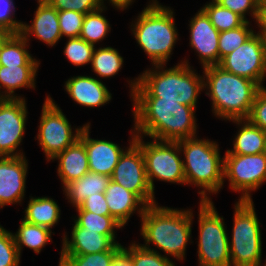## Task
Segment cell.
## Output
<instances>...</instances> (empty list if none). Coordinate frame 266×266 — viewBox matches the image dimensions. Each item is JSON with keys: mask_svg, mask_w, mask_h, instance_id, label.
I'll list each match as a JSON object with an SVG mask.
<instances>
[{"mask_svg": "<svg viewBox=\"0 0 266 266\" xmlns=\"http://www.w3.org/2000/svg\"><path fill=\"white\" fill-rule=\"evenodd\" d=\"M130 101L136 135L177 142L199 134L196 108L160 97H131Z\"/></svg>", "mask_w": 266, "mask_h": 266, "instance_id": "obj_1", "label": "cell"}, {"mask_svg": "<svg viewBox=\"0 0 266 266\" xmlns=\"http://www.w3.org/2000/svg\"><path fill=\"white\" fill-rule=\"evenodd\" d=\"M155 203L145 208L140 218L143 247L175 261H185L187 246L193 242L194 209L171 208ZM160 252H159V251ZM162 252L164 254H162Z\"/></svg>", "mask_w": 266, "mask_h": 266, "instance_id": "obj_2", "label": "cell"}, {"mask_svg": "<svg viewBox=\"0 0 266 266\" xmlns=\"http://www.w3.org/2000/svg\"><path fill=\"white\" fill-rule=\"evenodd\" d=\"M184 57L172 67L168 68L167 64L149 66L134 79L129 78L130 98L160 97L197 109L199 96L204 93L203 72L198 74L189 59Z\"/></svg>", "mask_w": 266, "mask_h": 266, "instance_id": "obj_3", "label": "cell"}, {"mask_svg": "<svg viewBox=\"0 0 266 266\" xmlns=\"http://www.w3.org/2000/svg\"><path fill=\"white\" fill-rule=\"evenodd\" d=\"M203 72V90L210 99L213 117L221 121L248 119L261 87L254 81L208 66Z\"/></svg>", "mask_w": 266, "mask_h": 266, "instance_id": "obj_4", "label": "cell"}, {"mask_svg": "<svg viewBox=\"0 0 266 266\" xmlns=\"http://www.w3.org/2000/svg\"><path fill=\"white\" fill-rule=\"evenodd\" d=\"M175 16L174 8L158 0H149L135 20L129 22L133 39L152 66L168 64L172 59L173 50L180 41Z\"/></svg>", "mask_w": 266, "mask_h": 266, "instance_id": "obj_5", "label": "cell"}, {"mask_svg": "<svg viewBox=\"0 0 266 266\" xmlns=\"http://www.w3.org/2000/svg\"><path fill=\"white\" fill-rule=\"evenodd\" d=\"M177 142L181 151L186 185L198 188L199 201H212L211 196L224 188V155L220 154L218 142L199 135Z\"/></svg>", "mask_w": 266, "mask_h": 266, "instance_id": "obj_6", "label": "cell"}, {"mask_svg": "<svg viewBox=\"0 0 266 266\" xmlns=\"http://www.w3.org/2000/svg\"><path fill=\"white\" fill-rule=\"evenodd\" d=\"M233 208L232 232L228 236L231 266H266V259L262 263V223L253 200H237Z\"/></svg>", "mask_w": 266, "mask_h": 266, "instance_id": "obj_7", "label": "cell"}, {"mask_svg": "<svg viewBox=\"0 0 266 266\" xmlns=\"http://www.w3.org/2000/svg\"><path fill=\"white\" fill-rule=\"evenodd\" d=\"M197 214L198 266H231L225 218L220 216L213 201H199Z\"/></svg>", "mask_w": 266, "mask_h": 266, "instance_id": "obj_8", "label": "cell"}, {"mask_svg": "<svg viewBox=\"0 0 266 266\" xmlns=\"http://www.w3.org/2000/svg\"><path fill=\"white\" fill-rule=\"evenodd\" d=\"M144 139L136 135L134 142L142 150L147 179L154 194L156 180L186 186L178 142Z\"/></svg>", "mask_w": 266, "mask_h": 266, "instance_id": "obj_9", "label": "cell"}, {"mask_svg": "<svg viewBox=\"0 0 266 266\" xmlns=\"http://www.w3.org/2000/svg\"><path fill=\"white\" fill-rule=\"evenodd\" d=\"M38 124V132L34 139L37 140L46 162L49 163L58 153L63 152L79 139L86 125L72 126L60 105L48 93L42 104Z\"/></svg>", "mask_w": 266, "mask_h": 266, "instance_id": "obj_10", "label": "cell"}, {"mask_svg": "<svg viewBox=\"0 0 266 266\" xmlns=\"http://www.w3.org/2000/svg\"><path fill=\"white\" fill-rule=\"evenodd\" d=\"M224 185L227 181L237 200L252 201L253 193L266 182V152L250 155L224 154Z\"/></svg>", "mask_w": 266, "mask_h": 266, "instance_id": "obj_11", "label": "cell"}, {"mask_svg": "<svg viewBox=\"0 0 266 266\" xmlns=\"http://www.w3.org/2000/svg\"><path fill=\"white\" fill-rule=\"evenodd\" d=\"M128 148L120 156L111 180L135 193L147 206L158 203L147 179L141 148L134 142L136 134L130 130Z\"/></svg>", "mask_w": 266, "mask_h": 266, "instance_id": "obj_12", "label": "cell"}, {"mask_svg": "<svg viewBox=\"0 0 266 266\" xmlns=\"http://www.w3.org/2000/svg\"><path fill=\"white\" fill-rule=\"evenodd\" d=\"M218 66L227 72L256 82L261 88L266 87L264 39L254 33L244 44L224 56Z\"/></svg>", "mask_w": 266, "mask_h": 266, "instance_id": "obj_13", "label": "cell"}, {"mask_svg": "<svg viewBox=\"0 0 266 266\" xmlns=\"http://www.w3.org/2000/svg\"><path fill=\"white\" fill-rule=\"evenodd\" d=\"M27 99L0 101V156H24L20 146L28 120Z\"/></svg>", "mask_w": 266, "mask_h": 266, "instance_id": "obj_14", "label": "cell"}, {"mask_svg": "<svg viewBox=\"0 0 266 266\" xmlns=\"http://www.w3.org/2000/svg\"><path fill=\"white\" fill-rule=\"evenodd\" d=\"M188 22L189 47L195 51L201 68L218 65L220 32L212 25L209 17L201 8Z\"/></svg>", "mask_w": 266, "mask_h": 266, "instance_id": "obj_15", "label": "cell"}, {"mask_svg": "<svg viewBox=\"0 0 266 266\" xmlns=\"http://www.w3.org/2000/svg\"><path fill=\"white\" fill-rule=\"evenodd\" d=\"M28 166L25 155L0 156V210L5 206L23 205Z\"/></svg>", "mask_w": 266, "mask_h": 266, "instance_id": "obj_16", "label": "cell"}, {"mask_svg": "<svg viewBox=\"0 0 266 266\" xmlns=\"http://www.w3.org/2000/svg\"><path fill=\"white\" fill-rule=\"evenodd\" d=\"M91 122L86 123L79 139L84 143L90 172L111 177L120 156L128 148L111 140L91 137Z\"/></svg>", "mask_w": 266, "mask_h": 266, "instance_id": "obj_17", "label": "cell"}, {"mask_svg": "<svg viewBox=\"0 0 266 266\" xmlns=\"http://www.w3.org/2000/svg\"><path fill=\"white\" fill-rule=\"evenodd\" d=\"M70 237L66 231L62 234L61 255H86L109 251L115 244H122L117 241V235H102L97 231H88L79 227L72 220Z\"/></svg>", "mask_w": 266, "mask_h": 266, "instance_id": "obj_18", "label": "cell"}, {"mask_svg": "<svg viewBox=\"0 0 266 266\" xmlns=\"http://www.w3.org/2000/svg\"><path fill=\"white\" fill-rule=\"evenodd\" d=\"M63 88L68 97L80 107L93 109L109 104L112 100V93L106 83L92 75L71 76Z\"/></svg>", "mask_w": 266, "mask_h": 266, "instance_id": "obj_19", "label": "cell"}, {"mask_svg": "<svg viewBox=\"0 0 266 266\" xmlns=\"http://www.w3.org/2000/svg\"><path fill=\"white\" fill-rule=\"evenodd\" d=\"M33 15L31 23L22 22L20 34L28 43L34 37L50 48L55 47L62 40L58 11L47 1L37 6Z\"/></svg>", "mask_w": 266, "mask_h": 266, "instance_id": "obj_20", "label": "cell"}, {"mask_svg": "<svg viewBox=\"0 0 266 266\" xmlns=\"http://www.w3.org/2000/svg\"><path fill=\"white\" fill-rule=\"evenodd\" d=\"M110 215L123 227L128 225L130 218L137 214L139 218L144 213L147 205L133 192L125 189L120 184L110 181L104 192Z\"/></svg>", "mask_w": 266, "mask_h": 266, "instance_id": "obj_21", "label": "cell"}, {"mask_svg": "<svg viewBox=\"0 0 266 266\" xmlns=\"http://www.w3.org/2000/svg\"><path fill=\"white\" fill-rule=\"evenodd\" d=\"M54 161L57 162L56 173L62 189L90 172L85 145L80 139L50 160Z\"/></svg>", "mask_w": 266, "mask_h": 266, "instance_id": "obj_22", "label": "cell"}, {"mask_svg": "<svg viewBox=\"0 0 266 266\" xmlns=\"http://www.w3.org/2000/svg\"><path fill=\"white\" fill-rule=\"evenodd\" d=\"M39 66H2L0 65V95L3 99H26L16 90L36 89Z\"/></svg>", "mask_w": 266, "mask_h": 266, "instance_id": "obj_23", "label": "cell"}, {"mask_svg": "<svg viewBox=\"0 0 266 266\" xmlns=\"http://www.w3.org/2000/svg\"><path fill=\"white\" fill-rule=\"evenodd\" d=\"M237 128L232 148L224 154L250 155L266 152V132L253 125L248 119L230 120Z\"/></svg>", "mask_w": 266, "mask_h": 266, "instance_id": "obj_24", "label": "cell"}, {"mask_svg": "<svg viewBox=\"0 0 266 266\" xmlns=\"http://www.w3.org/2000/svg\"><path fill=\"white\" fill-rule=\"evenodd\" d=\"M111 181V177L94 172L84 174L78 180L67 184L63 189L65 200L70 207H78L88 196L104 193Z\"/></svg>", "mask_w": 266, "mask_h": 266, "instance_id": "obj_25", "label": "cell"}, {"mask_svg": "<svg viewBox=\"0 0 266 266\" xmlns=\"http://www.w3.org/2000/svg\"><path fill=\"white\" fill-rule=\"evenodd\" d=\"M27 203L22 216V219L26 222L44 226L51 230L60 222L61 208L55 199L50 196H29Z\"/></svg>", "mask_w": 266, "mask_h": 266, "instance_id": "obj_26", "label": "cell"}, {"mask_svg": "<svg viewBox=\"0 0 266 266\" xmlns=\"http://www.w3.org/2000/svg\"><path fill=\"white\" fill-rule=\"evenodd\" d=\"M30 43L20 34H11L0 48L2 66H40L41 61L28 50Z\"/></svg>", "mask_w": 266, "mask_h": 266, "instance_id": "obj_27", "label": "cell"}, {"mask_svg": "<svg viewBox=\"0 0 266 266\" xmlns=\"http://www.w3.org/2000/svg\"><path fill=\"white\" fill-rule=\"evenodd\" d=\"M52 234L55 235L47 227L34 225L21 219L17 231L13 233L20 258L24 247L33 250L37 255L40 254L49 242H53Z\"/></svg>", "mask_w": 266, "mask_h": 266, "instance_id": "obj_28", "label": "cell"}, {"mask_svg": "<svg viewBox=\"0 0 266 266\" xmlns=\"http://www.w3.org/2000/svg\"><path fill=\"white\" fill-rule=\"evenodd\" d=\"M124 62V57L119 53L118 49L101 44L94 49L90 64L91 72L95 73L96 76L94 77L98 80L111 79V77H115L121 72Z\"/></svg>", "mask_w": 266, "mask_h": 266, "instance_id": "obj_29", "label": "cell"}, {"mask_svg": "<svg viewBox=\"0 0 266 266\" xmlns=\"http://www.w3.org/2000/svg\"><path fill=\"white\" fill-rule=\"evenodd\" d=\"M107 10V7L102 6L100 9L86 14L79 37L95 47L108 38L112 25L104 14Z\"/></svg>", "mask_w": 266, "mask_h": 266, "instance_id": "obj_30", "label": "cell"}, {"mask_svg": "<svg viewBox=\"0 0 266 266\" xmlns=\"http://www.w3.org/2000/svg\"><path fill=\"white\" fill-rule=\"evenodd\" d=\"M73 220L79 227L88 231H97L102 235H118L117 230H122L124 227L115 220L111 215H97L93 212L82 210L79 206L76 207Z\"/></svg>", "mask_w": 266, "mask_h": 266, "instance_id": "obj_31", "label": "cell"}, {"mask_svg": "<svg viewBox=\"0 0 266 266\" xmlns=\"http://www.w3.org/2000/svg\"><path fill=\"white\" fill-rule=\"evenodd\" d=\"M209 17L212 25L219 31H228L242 26L246 21L238 14L209 0L200 7Z\"/></svg>", "mask_w": 266, "mask_h": 266, "instance_id": "obj_32", "label": "cell"}, {"mask_svg": "<svg viewBox=\"0 0 266 266\" xmlns=\"http://www.w3.org/2000/svg\"><path fill=\"white\" fill-rule=\"evenodd\" d=\"M123 250L131 257L133 266H177L171 258L143 247L139 241L131 240L129 246L123 245Z\"/></svg>", "mask_w": 266, "mask_h": 266, "instance_id": "obj_33", "label": "cell"}, {"mask_svg": "<svg viewBox=\"0 0 266 266\" xmlns=\"http://www.w3.org/2000/svg\"><path fill=\"white\" fill-rule=\"evenodd\" d=\"M252 22H245L242 26L220 32L219 46V63L221 59L244 44L257 30H254Z\"/></svg>", "mask_w": 266, "mask_h": 266, "instance_id": "obj_34", "label": "cell"}, {"mask_svg": "<svg viewBox=\"0 0 266 266\" xmlns=\"http://www.w3.org/2000/svg\"><path fill=\"white\" fill-rule=\"evenodd\" d=\"M94 49V45L89 44L81 37L67 38L63 55L73 66L85 67L91 64Z\"/></svg>", "mask_w": 266, "mask_h": 266, "instance_id": "obj_35", "label": "cell"}, {"mask_svg": "<svg viewBox=\"0 0 266 266\" xmlns=\"http://www.w3.org/2000/svg\"><path fill=\"white\" fill-rule=\"evenodd\" d=\"M123 249L122 244H115L109 251L86 255H63L74 266H111L114 257Z\"/></svg>", "mask_w": 266, "mask_h": 266, "instance_id": "obj_36", "label": "cell"}, {"mask_svg": "<svg viewBox=\"0 0 266 266\" xmlns=\"http://www.w3.org/2000/svg\"><path fill=\"white\" fill-rule=\"evenodd\" d=\"M19 256L13 231L7 230L0 224V266H19Z\"/></svg>", "mask_w": 266, "mask_h": 266, "instance_id": "obj_37", "label": "cell"}, {"mask_svg": "<svg viewBox=\"0 0 266 266\" xmlns=\"http://www.w3.org/2000/svg\"><path fill=\"white\" fill-rule=\"evenodd\" d=\"M85 14L76 11H58L59 27L62 38L79 37Z\"/></svg>", "mask_w": 266, "mask_h": 266, "instance_id": "obj_38", "label": "cell"}, {"mask_svg": "<svg viewBox=\"0 0 266 266\" xmlns=\"http://www.w3.org/2000/svg\"><path fill=\"white\" fill-rule=\"evenodd\" d=\"M57 11H76L88 14L102 7L101 0H47Z\"/></svg>", "mask_w": 266, "mask_h": 266, "instance_id": "obj_39", "label": "cell"}, {"mask_svg": "<svg viewBox=\"0 0 266 266\" xmlns=\"http://www.w3.org/2000/svg\"><path fill=\"white\" fill-rule=\"evenodd\" d=\"M220 6L241 16L246 22H253L257 17V0H214ZM247 15L251 18H247ZM251 20V21H250Z\"/></svg>", "mask_w": 266, "mask_h": 266, "instance_id": "obj_40", "label": "cell"}, {"mask_svg": "<svg viewBox=\"0 0 266 266\" xmlns=\"http://www.w3.org/2000/svg\"><path fill=\"white\" fill-rule=\"evenodd\" d=\"M16 11L14 0H0V27L12 34L20 33L23 22L16 19Z\"/></svg>", "mask_w": 266, "mask_h": 266, "instance_id": "obj_41", "label": "cell"}, {"mask_svg": "<svg viewBox=\"0 0 266 266\" xmlns=\"http://www.w3.org/2000/svg\"><path fill=\"white\" fill-rule=\"evenodd\" d=\"M248 120L266 132V87L257 92Z\"/></svg>", "mask_w": 266, "mask_h": 266, "instance_id": "obj_42", "label": "cell"}, {"mask_svg": "<svg viewBox=\"0 0 266 266\" xmlns=\"http://www.w3.org/2000/svg\"><path fill=\"white\" fill-rule=\"evenodd\" d=\"M79 207L88 212H93L97 215H110L104 193H97L94 196H88Z\"/></svg>", "mask_w": 266, "mask_h": 266, "instance_id": "obj_43", "label": "cell"}, {"mask_svg": "<svg viewBox=\"0 0 266 266\" xmlns=\"http://www.w3.org/2000/svg\"><path fill=\"white\" fill-rule=\"evenodd\" d=\"M255 29L258 31L255 32L262 38L266 37V8H258L257 17L254 21Z\"/></svg>", "mask_w": 266, "mask_h": 266, "instance_id": "obj_44", "label": "cell"}, {"mask_svg": "<svg viewBox=\"0 0 266 266\" xmlns=\"http://www.w3.org/2000/svg\"><path fill=\"white\" fill-rule=\"evenodd\" d=\"M135 1L136 0H101V3L103 7H107V8H108L107 3L109 4V6L111 4L113 9L117 10L118 12L119 11L122 12V11L129 9L130 6L134 4Z\"/></svg>", "mask_w": 266, "mask_h": 266, "instance_id": "obj_45", "label": "cell"}, {"mask_svg": "<svg viewBox=\"0 0 266 266\" xmlns=\"http://www.w3.org/2000/svg\"><path fill=\"white\" fill-rule=\"evenodd\" d=\"M111 266H133L131 257L122 249L113 259Z\"/></svg>", "mask_w": 266, "mask_h": 266, "instance_id": "obj_46", "label": "cell"}, {"mask_svg": "<svg viewBox=\"0 0 266 266\" xmlns=\"http://www.w3.org/2000/svg\"><path fill=\"white\" fill-rule=\"evenodd\" d=\"M12 33H10L8 30L0 27V48L2 46V44L6 41V39L11 35Z\"/></svg>", "mask_w": 266, "mask_h": 266, "instance_id": "obj_47", "label": "cell"}, {"mask_svg": "<svg viewBox=\"0 0 266 266\" xmlns=\"http://www.w3.org/2000/svg\"><path fill=\"white\" fill-rule=\"evenodd\" d=\"M58 266H74L72 262L65 256L60 254Z\"/></svg>", "mask_w": 266, "mask_h": 266, "instance_id": "obj_48", "label": "cell"}, {"mask_svg": "<svg viewBox=\"0 0 266 266\" xmlns=\"http://www.w3.org/2000/svg\"><path fill=\"white\" fill-rule=\"evenodd\" d=\"M258 8H266V0H257Z\"/></svg>", "mask_w": 266, "mask_h": 266, "instance_id": "obj_49", "label": "cell"}, {"mask_svg": "<svg viewBox=\"0 0 266 266\" xmlns=\"http://www.w3.org/2000/svg\"><path fill=\"white\" fill-rule=\"evenodd\" d=\"M35 1L37 2L36 4L37 6L47 2V0H35Z\"/></svg>", "mask_w": 266, "mask_h": 266, "instance_id": "obj_50", "label": "cell"}, {"mask_svg": "<svg viewBox=\"0 0 266 266\" xmlns=\"http://www.w3.org/2000/svg\"><path fill=\"white\" fill-rule=\"evenodd\" d=\"M265 43V53H266V37L263 38Z\"/></svg>", "mask_w": 266, "mask_h": 266, "instance_id": "obj_51", "label": "cell"}]
</instances>
